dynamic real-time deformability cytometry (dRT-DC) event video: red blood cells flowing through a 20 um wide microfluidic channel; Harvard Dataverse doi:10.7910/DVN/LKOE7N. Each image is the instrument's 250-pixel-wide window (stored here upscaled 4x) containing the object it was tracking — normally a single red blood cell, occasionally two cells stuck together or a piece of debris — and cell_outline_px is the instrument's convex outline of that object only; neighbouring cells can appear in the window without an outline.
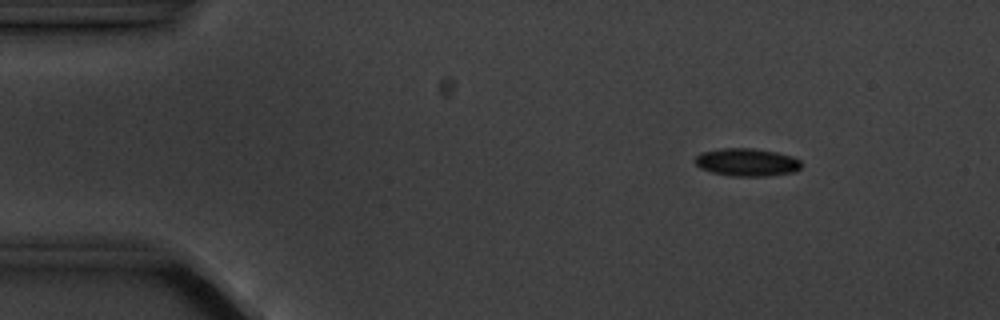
{"species": "common noctule bat (a hibernating species)", "species_latin": "Nyctalus noctula", "temperature_condition": "cold", "stored_images_in_passage": 7, "camera_frame_rate_fps": 3000, "um_per_image_px": 0.085, "animal": {"sex": "male", "body_mass_g": 20.1, "forearm_length_mm": 53.5}, "frame": {"image": 1, "passage_image": 2, "time_ms": 1.0, "image_size_px": [1000, 320], "cell_outline_px": [[804, 164], [796, 172], [768, 176], [732, 176], [712, 172], [700, 168], [692, 160], [700, 152], [724, 148], [752, 148], [776, 152], [792, 156], [800, 160]], "centroid_in_image_um": [63.5, 13.79], "position_along_channel_um": 21.5, "area_um2": 17.46}}
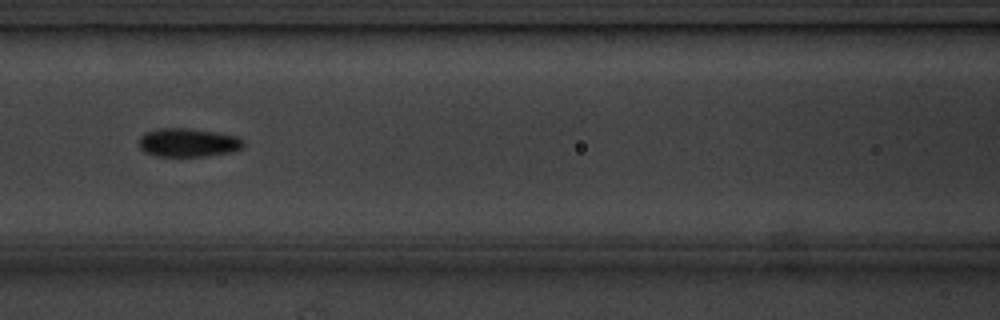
{"frame": {"image": 2, "passage_image": 7, "time_ms": 6.667, "image_size_px": [1000, 320], "cell_outline_px": [[244, 148], [236, 152], [208, 156], [156, 156], [144, 152], [140, 148], [140, 136], [144, 132], [160, 128], [184, 128], [216, 132], [240, 136], [244, 140]], "centroid_in_image_um": [16.05, 12.13], "position_along_channel_um": 150.5, "area_um2": 17.74}}